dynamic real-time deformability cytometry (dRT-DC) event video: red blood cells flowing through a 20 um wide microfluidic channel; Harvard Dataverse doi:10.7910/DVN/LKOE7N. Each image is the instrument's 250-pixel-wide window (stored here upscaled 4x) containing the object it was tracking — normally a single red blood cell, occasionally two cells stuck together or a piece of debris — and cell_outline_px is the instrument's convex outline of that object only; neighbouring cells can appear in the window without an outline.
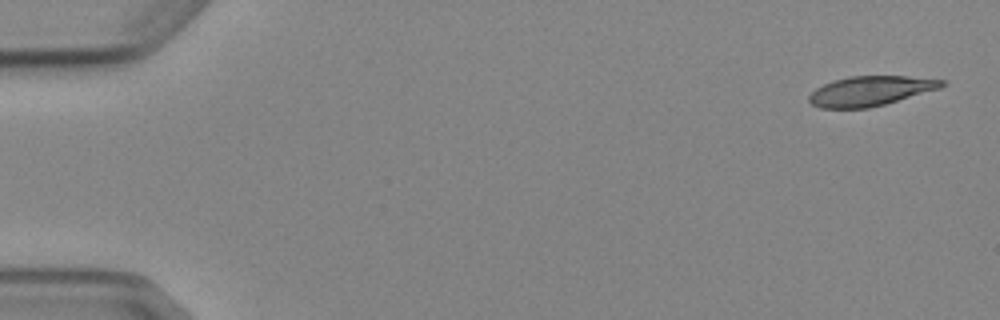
{"species": "Egyptian fruit bat (a non-hibernating species)", "species_latin": "Rousettus aegyptiacus", "temperature_condition": "cold", "stored_images_in_passage": 4, "camera_frame_rate_fps": 3000, "um_per_image_px": 0.085, "animal": {"sex": "female"}, "frame": {"image": 1, "passage_image": 1, "time_ms": 0.0, "image_size_px": [1000, 320], "cell_outline_px": [[948, 84], [940, 88], [884, 104], [868, 108], [820, 108], [812, 104], [808, 100], [808, 96], [816, 88], [832, 80], [848, 76], [908, 76], [948, 80]], "centroid_in_image_um": [74.0, 7.72], "position_along_channel_um": 11.0, "area_um2": 23.06}}
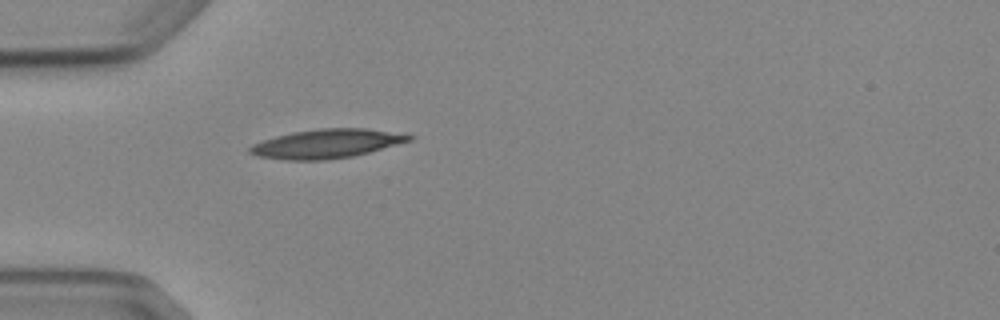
{"frame": {"image": 2, "passage_image": 4, "time_ms": 4.667, "image_size_px": [1000, 320], "cell_outline_px": [[416, 136], [412, 140], [368, 152], [352, 156], [324, 160], [284, 160], [256, 156], [248, 152], [248, 148], [252, 144], [276, 136], [292, 132], [316, 128], [368, 128], [404, 132]], "centroid_in_image_um": [27.8, 12.2], "position_along_channel_um": 57.2, "area_um2": 27.22}}